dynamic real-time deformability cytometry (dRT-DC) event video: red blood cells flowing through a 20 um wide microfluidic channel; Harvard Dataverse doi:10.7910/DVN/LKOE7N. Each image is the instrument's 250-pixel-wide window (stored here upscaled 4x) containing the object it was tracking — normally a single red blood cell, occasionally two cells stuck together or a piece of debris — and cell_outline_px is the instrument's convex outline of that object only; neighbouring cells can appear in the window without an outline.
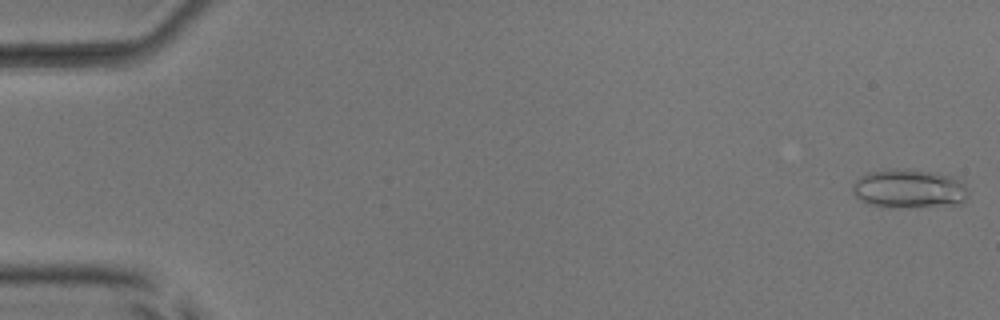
{"species": "common noctule bat (a hibernating species)", "species_latin": "Nyctalus noctula", "temperature_condition": "room temperature", "stored_images_in_passage": 22, "camera_frame_rate_fps": 3000, "um_per_image_px": 0.085, "animal": {"sex": "male", "body_mass_g": 17.9, "forearm_length_mm": 54.2}, "frame": {"image": 1, "passage_image": 1, "time_ms": 0.0, "image_size_px": [1000, 320], "cell_outline_px": [[968, 196], [960, 204], [900, 208], [892, 208], [872, 204], [860, 200], [852, 192], [852, 184], [860, 176], [868, 172], [892, 168], [912, 168], [936, 172], [952, 176], [964, 184], [968, 192]], "centroid_in_image_um": [77.26, 16.02], "position_along_channel_um": 7.7, "area_um2": 26.65}}
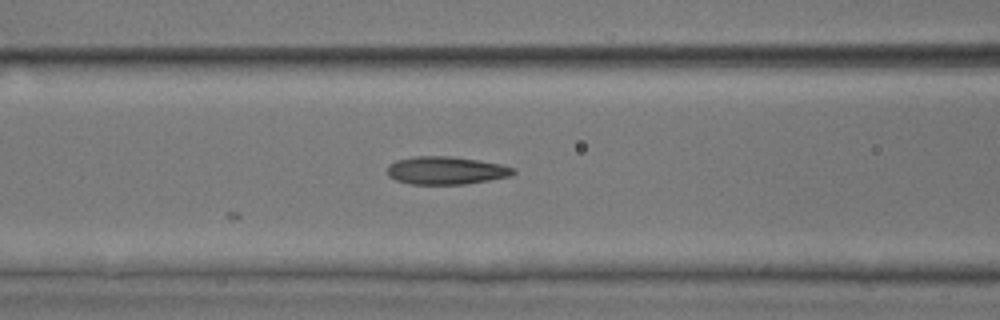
{"frame": {"image": 2, "passage_image": 22, "time_ms": 7.0, "image_size_px": [1000, 320], "cell_outline_px": [[516, 172], [512, 176], [464, 184], [412, 184], [396, 180], [388, 176], [388, 164], [396, 160], [412, 156], [452, 156], [480, 160], [500, 164], [516, 168]], "centroid_in_image_um": [37.92, 14.48], "position_along_channel_um": 128.7, "area_um2": 20.63}}